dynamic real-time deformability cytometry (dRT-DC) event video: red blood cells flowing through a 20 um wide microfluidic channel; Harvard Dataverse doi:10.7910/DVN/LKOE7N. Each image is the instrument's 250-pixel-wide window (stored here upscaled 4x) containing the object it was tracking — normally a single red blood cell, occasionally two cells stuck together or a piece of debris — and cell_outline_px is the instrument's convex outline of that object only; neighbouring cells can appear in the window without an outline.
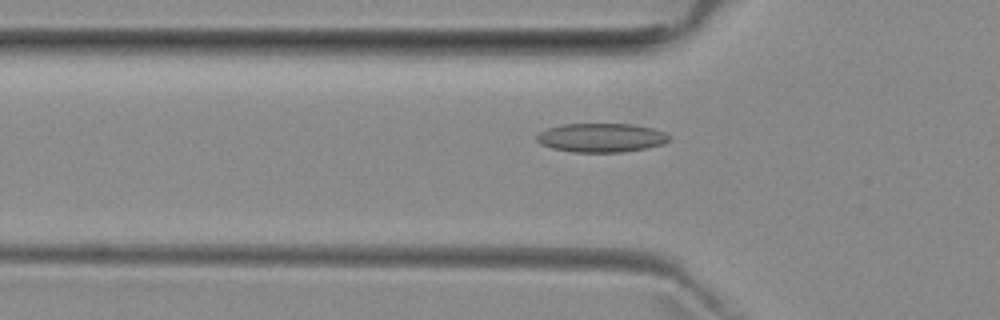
{"species": "common noctule bat (a hibernating species)", "species_latin": "Nyctalus noctula", "temperature_condition": "room temperature", "stored_images_in_passage": 42, "camera_frame_rate_fps": 3000, "um_per_image_px": 0.085, "animal": {"sex": "female", "body_mass_g": 29.2, "forearm_length_mm": 56.3}, "frame": {"image": 1, "passage_image": 17, "time_ms": 5.333, "image_size_px": [1000, 320], "cell_outline_px": [[672, 136], [664, 144], [624, 152], [572, 152], [552, 148], [540, 144], [536, 140], [536, 136], [540, 132], [548, 128], [564, 124], [632, 124], [652, 128], [664, 132]], "centroid_in_image_um": [51.11, 11.7], "position_along_channel_um": 74.7, "area_um2": 22.31}}
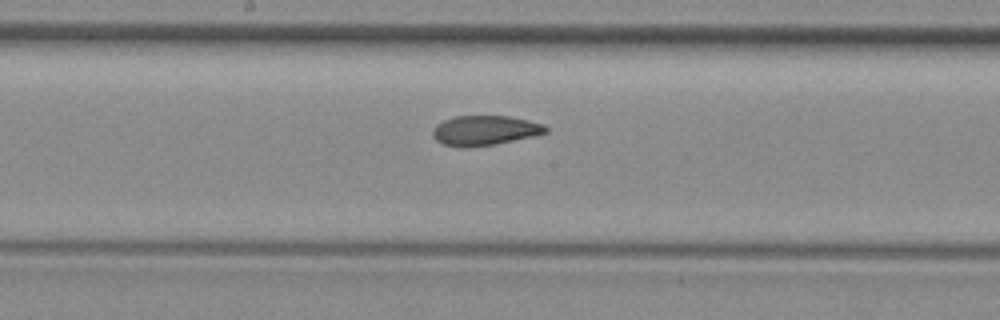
{"frame": {"image": 2, "passage_image": 27, "time_ms": 8.667, "image_size_px": [1000, 320], "cell_outline_px": [[548, 132], [536, 136], [496, 144], [444, 144], [436, 140], [432, 136], [432, 132], [436, 124], [444, 120], [456, 116], [508, 116], [528, 120], [544, 124], [548, 128]], "centroid_in_image_um": [41.29, 11.04], "position_along_channel_um": 206.9, "area_um2": 19.02}}
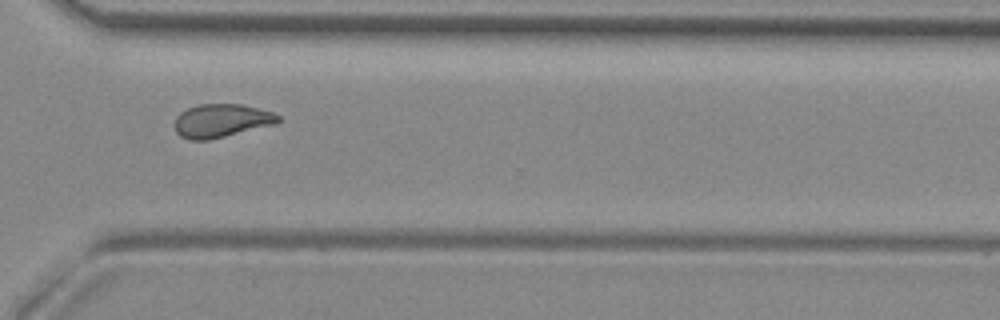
{"frame": {"image": 3, "passage_image": 38, "time_ms": 12.333, "image_size_px": [1000, 320], "cell_outline_px": [[280, 120], [276, 124], [208, 140], [188, 140], [180, 136], [176, 132], [172, 124], [176, 116], [180, 112], [188, 108], [200, 104], [240, 104], [272, 112], [280, 116]], "centroid_in_image_um": [18.76, 10.26], "position_along_channel_um": 351.8, "area_um2": 20.23}}